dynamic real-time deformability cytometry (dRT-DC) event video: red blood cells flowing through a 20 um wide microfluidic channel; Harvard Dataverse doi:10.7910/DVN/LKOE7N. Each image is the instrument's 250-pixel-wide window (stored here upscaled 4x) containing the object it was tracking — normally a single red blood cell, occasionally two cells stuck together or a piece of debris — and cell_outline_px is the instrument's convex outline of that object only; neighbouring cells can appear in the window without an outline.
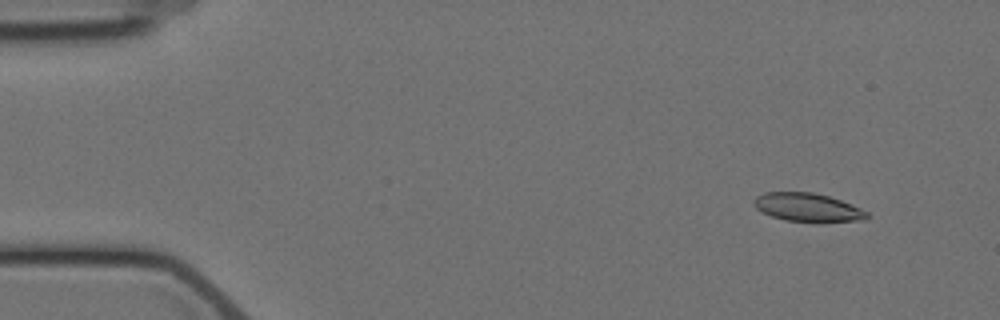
{"species": "Egyptian fruit bat (a non-hibernating species)", "species_latin": "Rousettus aegyptiacus", "temperature_condition": "cold", "stored_images_in_passage": 7, "camera_frame_rate_fps": 3000, "um_per_image_px": 0.085, "animal": {"sex": "female"}, "frame": {"image": 1, "passage_image": 2, "time_ms": 1.333, "image_size_px": [1000, 320], "cell_outline_px": [[868, 216], [864, 220], [784, 220], [772, 216], [756, 208], [752, 204], [752, 200], [756, 196], [764, 192], [812, 192], [828, 196], [840, 200], [860, 208], [868, 212]], "centroid_in_image_um": [68.57, 17.58], "position_along_channel_um": 16.4, "area_um2": 18.09}}
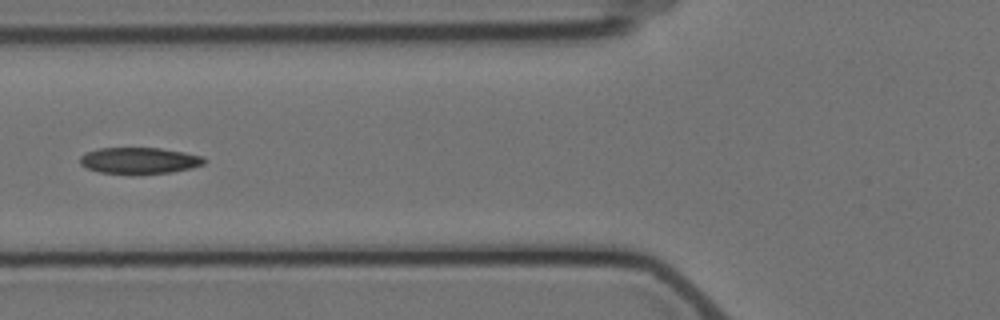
{"frame": {"image": 2, "passage_image": 7, "time_ms": 7.0, "image_size_px": [1000, 320], "cell_outline_px": [[208, 160], [204, 164], [192, 168], [172, 172], [136, 176], [132, 176], [100, 172], [88, 168], [80, 164], [80, 156], [84, 152], [100, 148], [160, 148], [184, 152], [204, 156]], "centroid_in_image_um": [11.86, 13.68], "position_along_channel_um": 113.9, "area_um2": 19.77}}